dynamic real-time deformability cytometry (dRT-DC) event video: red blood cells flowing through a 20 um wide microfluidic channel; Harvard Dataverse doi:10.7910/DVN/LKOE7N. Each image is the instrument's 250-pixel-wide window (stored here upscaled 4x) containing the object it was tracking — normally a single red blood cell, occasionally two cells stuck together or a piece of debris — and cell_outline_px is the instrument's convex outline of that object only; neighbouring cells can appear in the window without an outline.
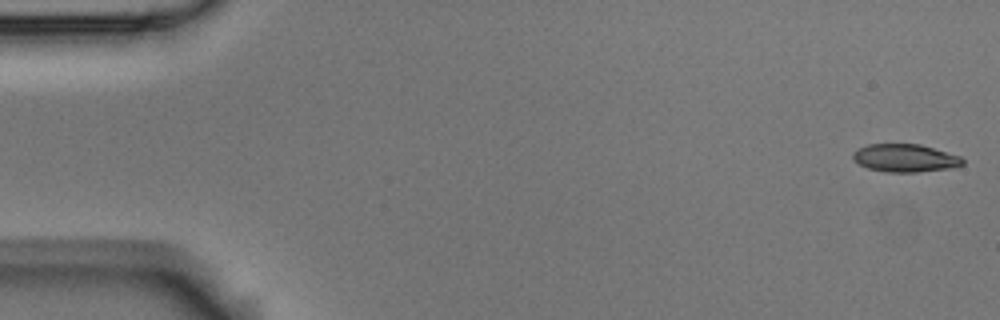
{"species": "Egyptian fruit bat (a non-hibernating species)", "species_latin": "Rousettus aegyptiacus", "temperature_condition": "room temperature", "stored_images_in_passage": 4, "camera_frame_rate_fps": 3000, "um_per_image_px": 0.085, "animal": {"sex": "male"}, "frame": {"image": 1, "passage_image": 1, "time_ms": 0.0, "image_size_px": [1000, 320], "cell_outline_px": [[964, 164], [952, 168], [916, 172], [888, 172], [868, 168], [860, 164], [852, 156], [852, 152], [868, 144], [920, 144], [960, 156], [964, 160]], "centroid_in_image_um": [76.95, 13.43], "position_along_channel_um": 8.0, "area_um2": 17.69}}
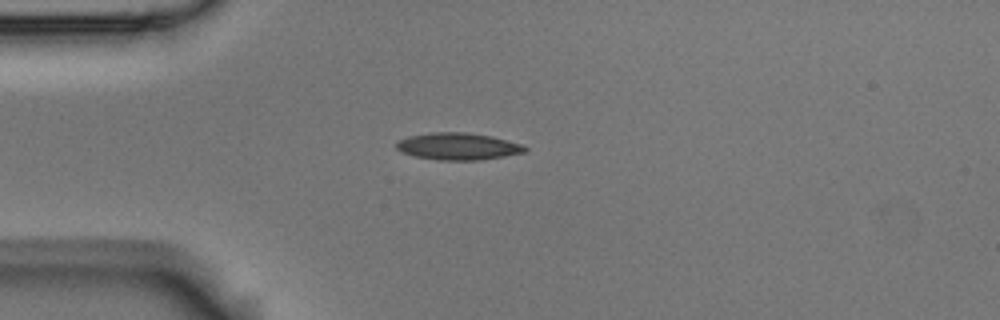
{"frame": {"image": 2, "passage_image": 4, "time_ms": 1.0, "image_size_px": [1000, 320], "cell_outline_px": [[528, 148], [524, 152], [504, 156], [480, 160], [440, 160], [416, 156], [404, 152], [396, 148], [396, 144], [400, 140], [408, 136], [432, 132], [464, 132], [492, 136], [520, 144]], "centroid_in_image_um": [38.93, 12.43], "position_along_channel_um": 46.1, "area_um2": 19.94}}